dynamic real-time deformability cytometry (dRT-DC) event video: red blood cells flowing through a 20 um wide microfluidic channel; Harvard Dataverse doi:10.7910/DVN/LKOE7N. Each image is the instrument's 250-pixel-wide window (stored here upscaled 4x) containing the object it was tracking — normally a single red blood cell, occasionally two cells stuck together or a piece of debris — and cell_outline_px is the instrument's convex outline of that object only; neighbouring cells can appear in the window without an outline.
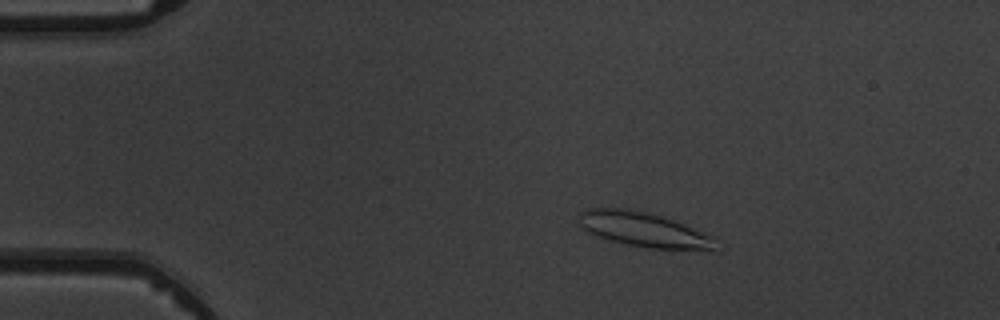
{"species": "common noctule bat (a hibernating species)", "species_latin": "Nyctalus noctula", "temperature_condition": "warm", "stored_images_in_passage": 6, "camera_frame_rate_fps": 3000, "um_per_image_px": 0.085, "animal": {"sex": "male", "body_mass_g": 19.5, "forearm_length_mm": 54.6}, "frame": {"image": 1, "passage_image": 3, "time_ms": 2.333, "image_size_px": [1000, 320], "cell_outline_px": [[712, 248], [648, 248], [628, 244], [612, 240], [588, 232], [580, 228], [580, 212], [588, 208], [628, 208], [660, 216], [684, 224], [704, 232], [712, 236]], "centroid_in_image_um": [54.58, 19.47], "position_along_channel_um": 30.4, "area_um2": 26.53}}